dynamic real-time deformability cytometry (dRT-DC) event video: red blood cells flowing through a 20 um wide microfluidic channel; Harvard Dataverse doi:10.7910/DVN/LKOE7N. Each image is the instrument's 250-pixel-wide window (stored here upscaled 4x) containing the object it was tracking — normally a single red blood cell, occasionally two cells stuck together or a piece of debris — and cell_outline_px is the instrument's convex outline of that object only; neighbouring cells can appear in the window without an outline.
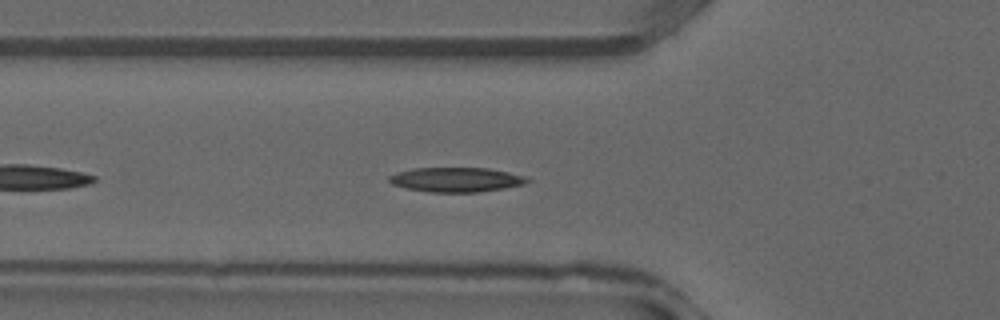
{"species": "common noctule bat (a hibernating species)", "species_latin": "Nyctalus noctula", "temperature_condition": "warm", "stored_images_in_passage": 22, "camera_frame_rate_fps": 3000, "um_per_image_px": 0.085, "animal": {"sex": "male", "forearm_length_mm": 52.5}, "frame": {"image": 1, "passage_image": 4, "time_ms": 1.0, "image_size_px": [1000, 320], "cell_outline_px": [[532, 180], [524, 184], [504, 188], [480, 192], [428, 192], [408, 188], [392, 184], [388, 180], [388, 176], [396, 172], [412, 168], [488, 168], [508, 172], [524, 176]], "centroid_in_image_um": [38.77, 15.27], "position_along_channel_um": 87.0, "area_um2": 19.77}}
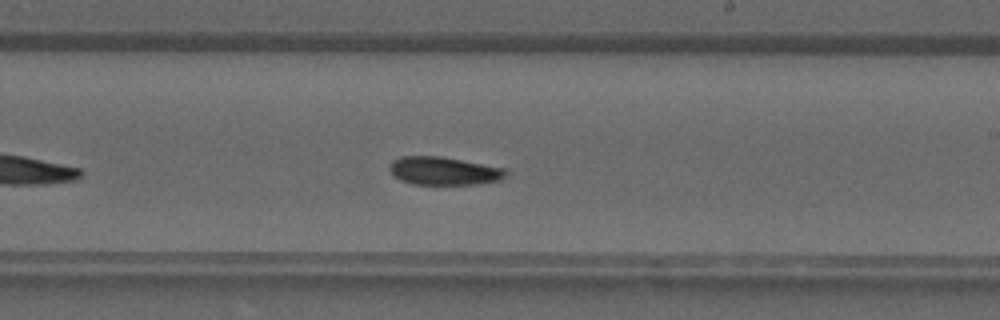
{"frame": {"image": 2, "passage_image": 13, "time_ms": 4.0, "image_size_px": [1000, 320], "cell_outline_px": [[508, 172], [500, 180], [476, 184], [412, 184], [400, 180], [388, 168], [388, 164], [392, 160], [400, 156], [440, 156], [508, 168]], "centroid_in_image_um": [37.73, 14.51], "position_along_channel_um": 251.3, "area_um2": 19.19}}
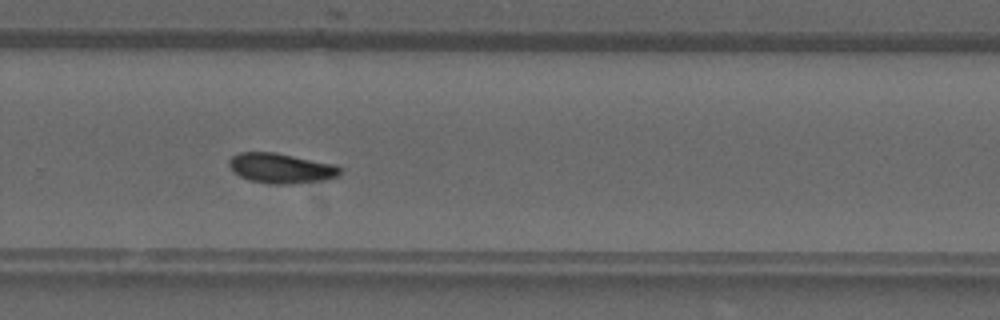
{"frame": {"image": 3, "passage_image": 16, "time_ms": 5.0, "image_size_px": [1000, 320], "cell_outline_px": [[344, 172], [328, 180], [292, 184], [272, 184], [248, 180], [240, 176], [228, 164], [228, 160], [232, 156], [240, 152], [276, 152], [336, 164], [344, 168]], "centroid_in_image_um": [23.97, 14.3], "position_along_channel_um": 305.8, "area_um2": 19.77}}